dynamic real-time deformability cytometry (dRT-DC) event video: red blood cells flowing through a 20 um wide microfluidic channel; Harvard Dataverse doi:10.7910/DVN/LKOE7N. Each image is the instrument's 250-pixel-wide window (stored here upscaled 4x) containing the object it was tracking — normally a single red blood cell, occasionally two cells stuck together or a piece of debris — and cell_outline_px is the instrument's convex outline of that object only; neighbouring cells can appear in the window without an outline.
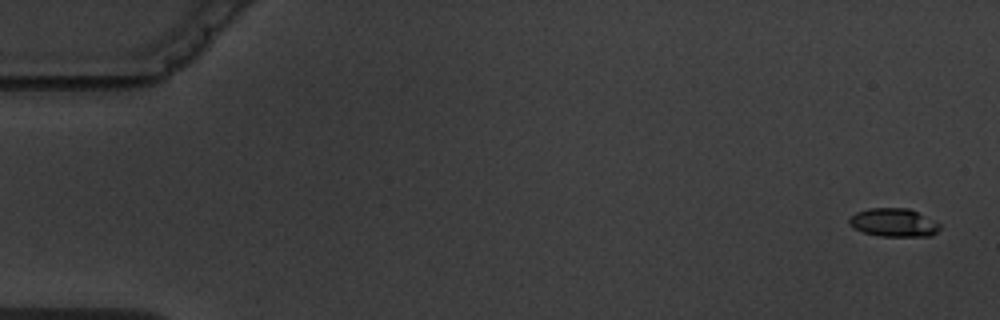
{"species": "common noctule bat (a hibernating species)", "species_latin": "Nyctalus noctula", "temperature_condition": "warm", "stored_images_in_passage": 8, "camera_frame_rate_fps": 3000, "um_per_image_px": 0.085, "animal": {"sex": "male", "body_mass_g": 19.5, "forearm_length_mm": 54.6}, "frame": {"image": 1, "passage_image": 1, "time_ms": 0.0, "image_size_px": [1000, 320], "cell_outline_px": [[940, 228], [932, 236], [880, 236], [864, 232], [848, 224], [848, 220], [856, 212], [868, 208], [908, 208], [940, 224]], "centroid_in_image_um": [75.95, 18.92], "position_along_channel_um": 9.1, "area_um2": 14.74}}
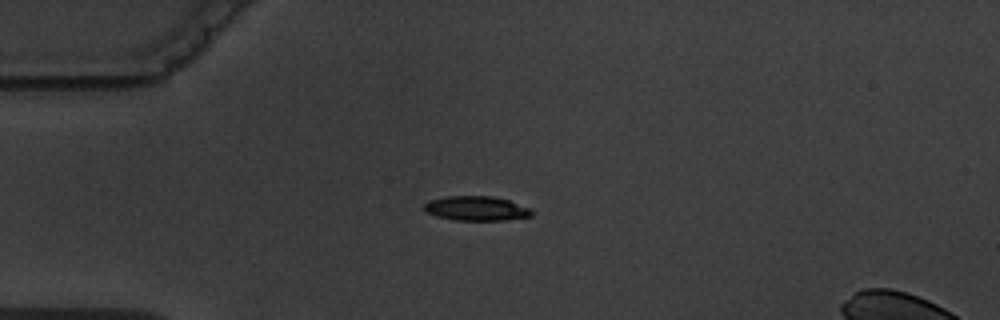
{"frame": {"image": 2, "passage_image": 5, "time_ms": 4.333, "image_size_px": [1000, 320], "cell_outline_px": [[536, 212], [532, 216], [504, 220], [452, 220], [436, 216], [424, 212], [420, 208], [428, 200], [444, 196], [492, 196], [508, 200], [532, 208]], "centroid_in_image_um": [40.46, 17.71], "position_along_channel_um": 44.5, "area_um2": 15.78}}
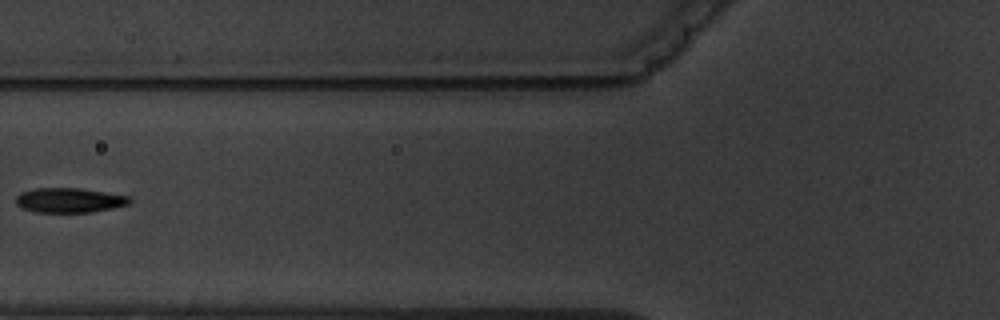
{"frame": {"image": 3, "passage_image": 7, "time_ms": 7.0, "image_size_px": [1000, 320], "cell_outline_px": [[132, 200], [128, 204], [112, 208], [92, 212], [36, 212], [20, 208], [16, 204], [16, 196], [20, 192], [36, 188], [80, 188], [128, 196]], "centroid_in_image_um": [5.85, 17.02], "position_along_channel_um": 120.0, "area_um2": 16.36}}